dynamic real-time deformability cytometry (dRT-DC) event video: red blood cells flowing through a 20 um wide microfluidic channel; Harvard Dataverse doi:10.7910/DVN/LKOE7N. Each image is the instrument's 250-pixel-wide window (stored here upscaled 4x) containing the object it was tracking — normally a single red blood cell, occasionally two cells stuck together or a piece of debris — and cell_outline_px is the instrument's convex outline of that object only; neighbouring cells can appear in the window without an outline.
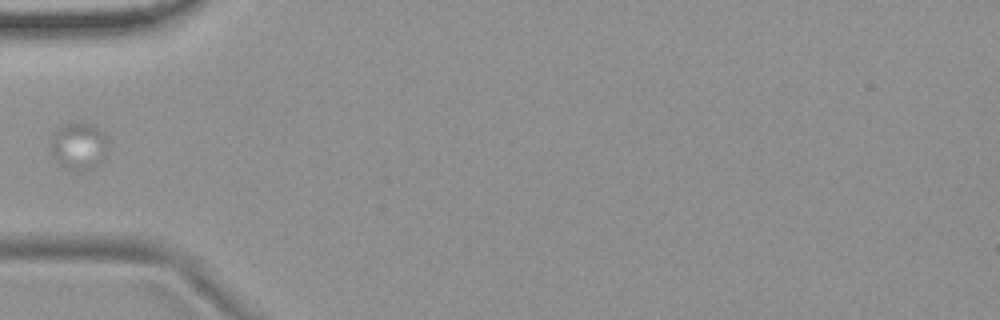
{"species": "common noctule bat (a hibernating species)", "species_latin": "Nyctalus noctula", "temperature_condition": "room temperature", "stored_images_in_passage": 9, "camera_frame_rate_fps": 3000, "um_per_image_px": 0.085, "animal": {"sex": "female", "body_mass_g": 19.9}, "frame": {"image": 1, "passage_image": 7, "time_ms": 2.0, "image_size_px": [1000, 320], "cell_outline_px": [[108, 144], [104, 156], [100, 164], [96, 168], [84, 172], [76, 172], [60, 164], [56, 160], [52, 152], [52, 132], [56, 128], [64, 124], [92, 124], [104, 132]], "centroid_in_image_um": [6.72, 12.45], "position_along_channel_um": 78.3, "area_um2": 15.84}}
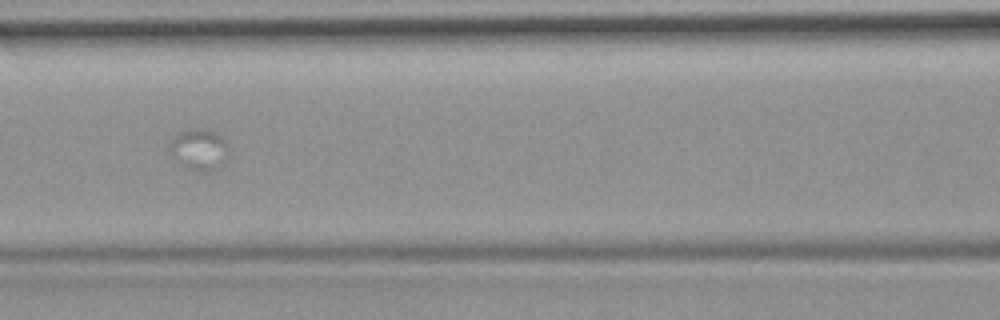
{"frame": {"image": 2, "passage_image": 9, "time_ms": 2.667, "image_size_px": [1000, 320], "cell_outline_px": [[228, 148], [224, 164], [216, 172], [196, 172], [188, 168], [172, 156], [168, 148], [172, 140], [180, 132], [196, 128], [200, 128], [216, 132], [224, 140]], "centroid_in_image_um": [16.96, 12.75], "position_along_channel_um": 149.6, "area_um2": 14.22}}